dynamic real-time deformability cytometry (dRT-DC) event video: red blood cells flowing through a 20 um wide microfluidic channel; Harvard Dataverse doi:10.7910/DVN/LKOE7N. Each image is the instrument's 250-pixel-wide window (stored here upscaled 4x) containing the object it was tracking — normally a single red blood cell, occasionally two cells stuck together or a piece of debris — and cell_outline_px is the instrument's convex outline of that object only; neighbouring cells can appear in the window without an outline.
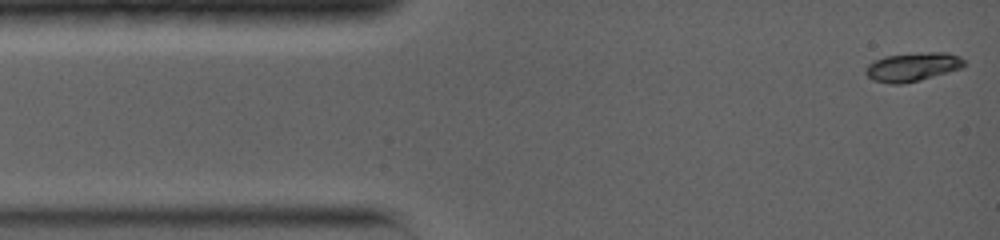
{"species": "common noctule bat (a hibernating species)", "species_latin": "Nyctalus noctula", "temperature_condition": "warm", "stored_images_in_passage": 9, "camera_frame_rate_fps": 5000, "um_per_image_px": 0.085, "animal": {"sex": "female", "body_mass_g": 19.0, "forearm_length_mm": 56.7}, "frame": {"image": 1, "passage_image": 1, "time_ms": 0.0, "image_size_px": [1000, 240], "cell_outline_px": [[964, 68], [920, 80], [904, 84], [892, 84], [872, 80], [864, 72], [868, 64], [884, 56], [920, 52], [948, 52], [960, 56], [964, 60]], "centroid_in_image_um": [77.59, 5.68], "position_along_channel_um": 7.4, "area_um2": 16.7}}
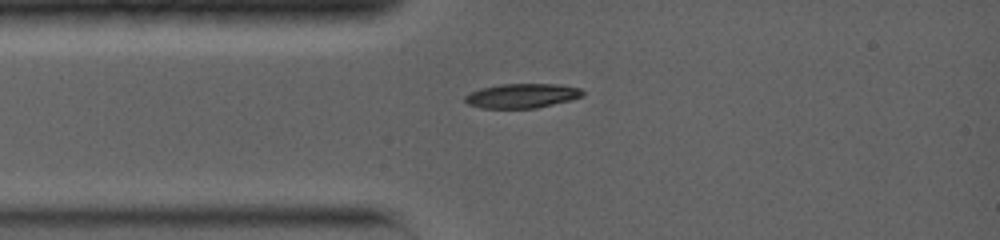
{"frame": {"image": 2, "passage_image": 6, "time_ms": 2.6, "image_size_px": [1000, 240], "cell_outline_px": [[584, 96], [572, 100], [536, 108], [480, 108], [468, 104], [464, 100], [464, 96], [480, 88], [500, 84], [556, 84], [580, 88], [584, 92]], "centroid_in_image_um": [44.38, 8.14], "position_along_channel_um": 40.6, "area_um2": 16.82}}
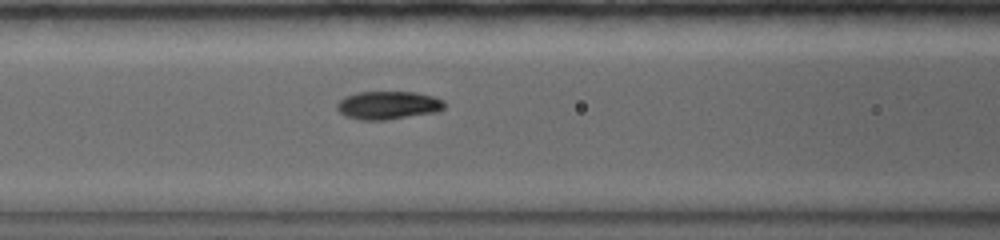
{"frame": {"image": 3, "passage_image": 9, "time_ms": 5.0, "image_size_px": [1000, 240], "cell_outline_px": [[444, 108], [440, 112], [384, 120], [360, 120], [344, 116], [336, 108], [336, 104], [344, 96], [360, 92], [416, 92], [432, 96], [444, 100]], "centroid_in_image_um": [32.99, 8.95], "position_along_channel_um": 133.6, "area_um2": 17.8}}